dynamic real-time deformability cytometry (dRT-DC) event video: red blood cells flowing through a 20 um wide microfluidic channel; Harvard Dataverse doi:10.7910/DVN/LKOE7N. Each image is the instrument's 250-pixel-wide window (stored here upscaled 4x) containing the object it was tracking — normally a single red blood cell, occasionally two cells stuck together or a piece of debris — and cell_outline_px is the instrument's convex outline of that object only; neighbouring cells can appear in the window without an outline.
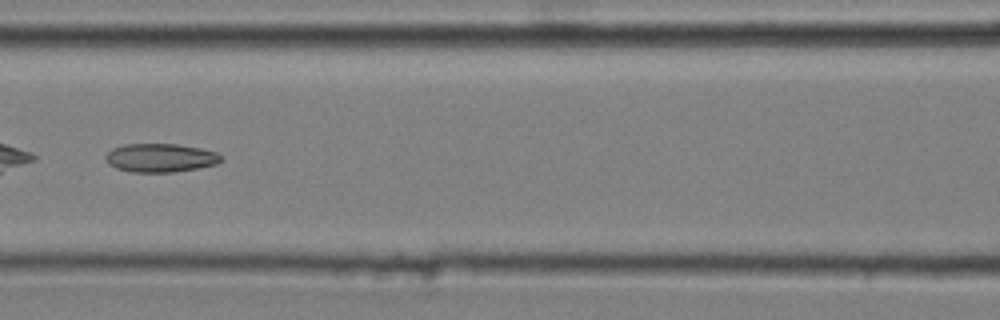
{"species": "common noctule bat (a hibernating species)", "species_latin": "Nyctalus noctula", "temperature_condition": "cold", "stored_images_in_passage": 8, "camera_frame_rate_fps": 3000, "um_per_image_px": 0.085, "animal": {"sex": "male", "body_mass_g": 20.4}, "frame": {"image": 1, "passage_image": 7, "time_ms": 2.0, "image_size_px": [1000, 320], "cell_outline_px": [[224, 160], [216, 164], [196, 168], [172, 172], [132, 172], [116, 168], [108, 164], [104, 156], [112, 148], [124, 144], [176, 144], [200, 148], [216, 152]], "centroid_in_image_um": [13.61, 13.41], "position_along_channel_um": 153.0, "area_um2": 19.19}}
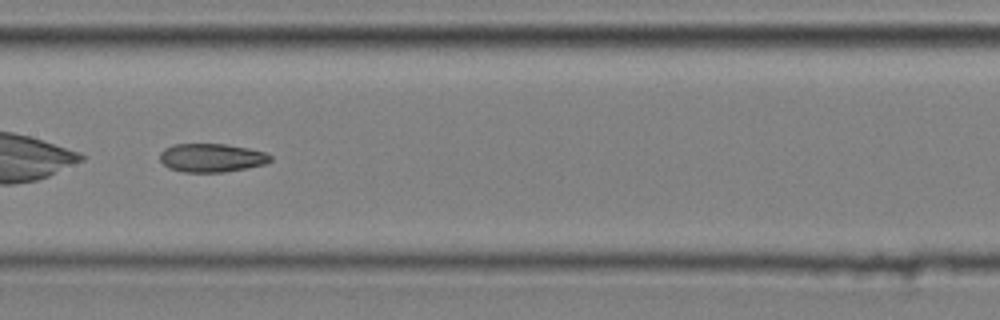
{"frame": {"image": 2, "passage_image": 8, "time_ms": 2.333, "image_size_px": [1000, 320], "cell_outline_px": [[272, 160], [264, 164], [248, 168], [224, 172], [184, 172], [168, 168], [160, 160], [160, 152], [164, 148], [172, 144], [228, 144], [268, 152], [272, 156]], "centroid_in_image_um": [18.0, 13.41], "position_along_channel_um": 189.4, "area_um2": 18.61}}